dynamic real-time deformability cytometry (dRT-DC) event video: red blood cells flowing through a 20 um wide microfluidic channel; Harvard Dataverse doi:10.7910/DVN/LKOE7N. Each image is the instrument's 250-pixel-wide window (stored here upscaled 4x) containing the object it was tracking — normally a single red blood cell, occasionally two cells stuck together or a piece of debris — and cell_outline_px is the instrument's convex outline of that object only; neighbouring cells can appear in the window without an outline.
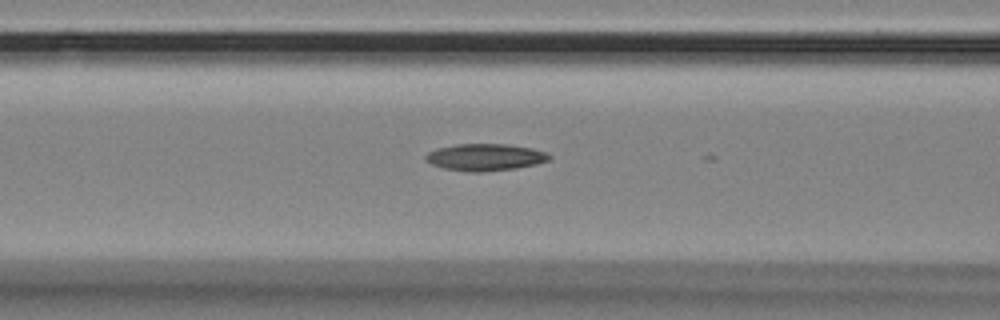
{"species": "Egyptian fruit bat (a non-hibernating species)", "species_latin": "Rousettus aegyptiacus", "temperature_condition": "room temperature", "stored_images_in_passage": 25, "camera_frame_rate_fps": 3000, "um_per_image_px": 0.085, "animal": {"sex": "female"}, "frame": {"image": 1, "passage_image": 24, "time_ms": 7.667, "image_size_px": [1000, 320], "cell_outline_px": [[552, 156], [548, 160], [536, 164], [516, 168], [480, 172], [472, 172], [444, 168], [432, 164], [424, 160], [424, 156], [428, 152], [436, 148], [456, 144], [508, 144], [532, 148], [548, 152]], "centroid_in_image_um": [41.24, 13.35], "position_along_channel_um": 125.4, "area_um2": 19.48}}